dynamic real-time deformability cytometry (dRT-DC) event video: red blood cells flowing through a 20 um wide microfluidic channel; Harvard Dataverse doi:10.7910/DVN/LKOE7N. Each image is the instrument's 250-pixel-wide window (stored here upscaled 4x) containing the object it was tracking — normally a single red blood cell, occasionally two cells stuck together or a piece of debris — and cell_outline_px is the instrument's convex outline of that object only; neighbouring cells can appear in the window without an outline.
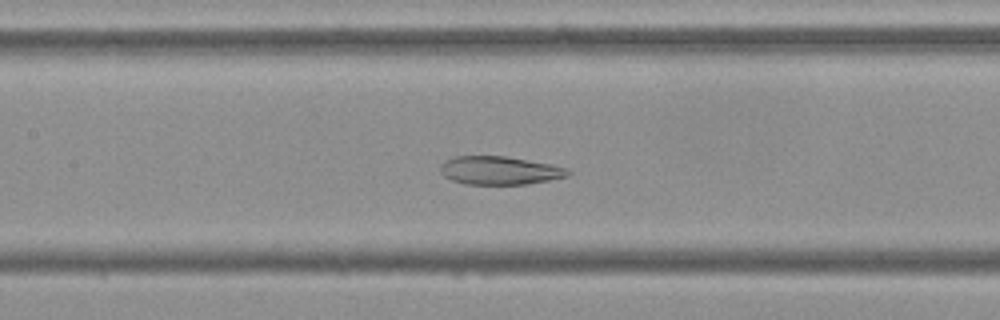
{"species": "Egyptian fruit bat (a non-hibernating species)", "species_latin": "Rousettus aegyptiacus", "temperature_condition": "cold", "stored_images_in_passage": 54, "camera_frame_rate_fps": 3000, "um_per_image_px": 0.085, "frame": {"image": 1, "passage_image": 24, "time_ms": 7.667, "image_size_px": [1000, 320], "cell_outline_px": [[572, 172], [568, 176], [528, 184], [464, 184], [452, 180], [444, 176], [440, 172], [440, 164], [444, 160], [456, 156], [504, 156], [552, 164], [568, 168]], "centroid_in_image_um": [42.46, 14.48], "position_along_channel_um": 164.9, "area_um2": 21.15}}
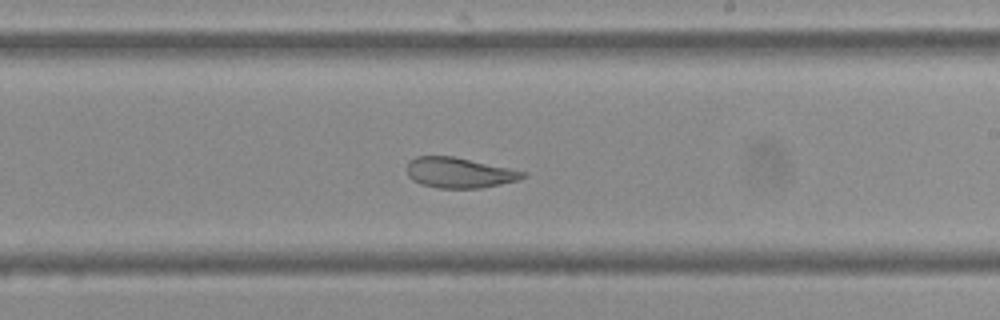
{"frame": {"image": 2, "passage_image": 31, "time_ms": 10.0, "image_size_px": [1000, 320], "cell_outline_px": [[528, 176], [520, 180], [480, 188], [440, 188], [420, 184], [412, 180], [408, 176], [404, 168], [408, 160], [416, 156], [452, 156], [528, 172]], "centroid_in_image_um": [39.0, 14.68], "position_along_channel_um": 250.0, "area_um2": 20.81}}
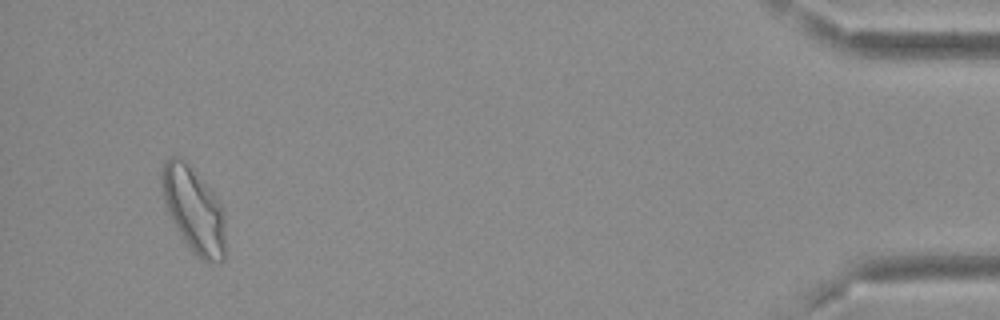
{"frame": {"image": 3, "passage_image": 51, "time_ms": 16.667, "image_size_px": [1000, 320], "cell_outline_px": [[224, 260], [208, 264], [200, 260], [192, 252], [172, 220], [164, 204], [160, 184], [160, 172], [164, 160], [172, 156], [180, 156], [184, 160], [212, 192], [224, 208]], "centroid_in_image_um": [16.44, 17.84], "position_along_channel_um": 418.8, "area_um2": 31.73}, "authors_computed_cell_mechanics": {"area_um2": 26.9926, "velocity_mm_per_s": 3.6539, "shape_relaxation_time_tau1_ms": null, "shape_relaxation_time_tau2_ms": 2.4214, "deformation_change_tau1": null, "deformation_change_tau2": 0.086}}